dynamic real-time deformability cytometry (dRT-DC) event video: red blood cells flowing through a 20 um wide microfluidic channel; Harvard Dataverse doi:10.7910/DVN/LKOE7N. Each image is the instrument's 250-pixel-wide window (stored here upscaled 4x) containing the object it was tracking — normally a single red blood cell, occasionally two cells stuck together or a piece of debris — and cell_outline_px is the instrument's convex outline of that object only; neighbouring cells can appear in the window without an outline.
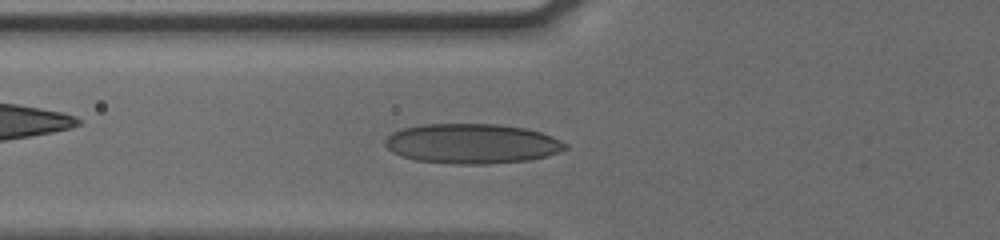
{"species": "human", "species_latin": "Homo sapiens", "temperature_condition": "cold", "stored_images_in_passage": 47, "camera_frame_rate_fps": 3000, "um_per_image_px": 0.085, "donor": {"sex": "male"}, "frame": {"image": 1, "passage_image": 17, "time_ms": 5.333, "image_size_px": [1000, 240], "cell_outline_px": [[568, 148], [560, 152], [548, 156], [532, 160], [488, 164], [456, 164], [416, 160], [400, 156], [392, 152], [384, 144], [384, 140], [392, 132], [404, 128], [424, 124], [496, 124], [524, 128], [540, 132], [552, 136], [568, 144]], "centroid_in_image_um": [40.14, 12.22], "position_along_channel_um": 85.7, "area_um2": 42.08}}
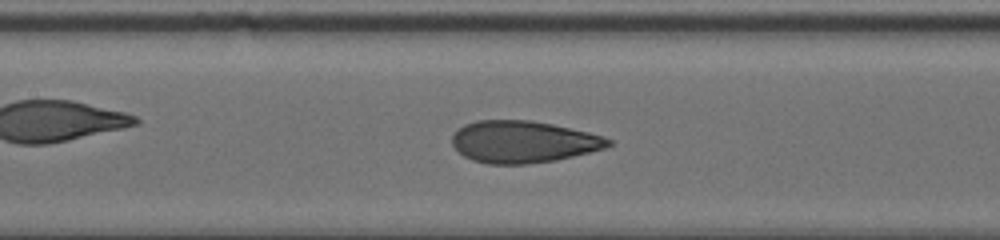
{"frame": {"image": 2, "passage_image": 23, "time_ms": 7.333, "image_size_px": [1000, 240], "cell_outline_px": [[612, 144], [604, 148], [556, 160], [528, 164], [488, 164], [472, 160], [464, 156], [452, 144], [452, 136], [464, 124], [476, 120], [532, 120], [552, 124], [588, 132], [604, 136], [612, 140]], "centroid_in_image_um": [44.46, 12.05], "position_along_channel_um": 162.9, "area_um2": 38.09}}
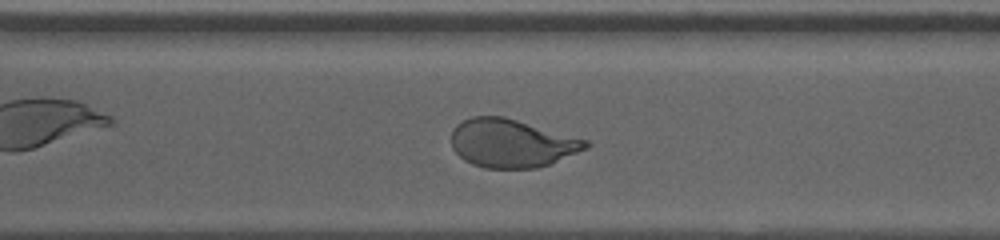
{"frame": {"image": 3, "passage_image": 36, "time_ms": 11.667, "image_size_px": [1000, 240], "cell_outline_px": [[592, 144], [588, 148], [548, 164], [536, 168], [484, 168], [472, 164], [464, 160], [452, 148], [452, 128], [456, 124], [472, 116], [504, 116], [588, 140]], "centroid_in_image_um": [43.48, 12.17], "position_along_channel_um": 327.1, "area_um2": 37.8}, "authors_computed_cell_mechanics": {"area_um2": 37.9168, "velocity_mm_per_s": 3.8046, "shape_relaxation_time_tau1_ms": 4.0586, "shape_relaxation_time_tau2_ms": 0.8835, "deformation_change_tau1": 0.1721, "deformation_change_tau2": 0.0683}}